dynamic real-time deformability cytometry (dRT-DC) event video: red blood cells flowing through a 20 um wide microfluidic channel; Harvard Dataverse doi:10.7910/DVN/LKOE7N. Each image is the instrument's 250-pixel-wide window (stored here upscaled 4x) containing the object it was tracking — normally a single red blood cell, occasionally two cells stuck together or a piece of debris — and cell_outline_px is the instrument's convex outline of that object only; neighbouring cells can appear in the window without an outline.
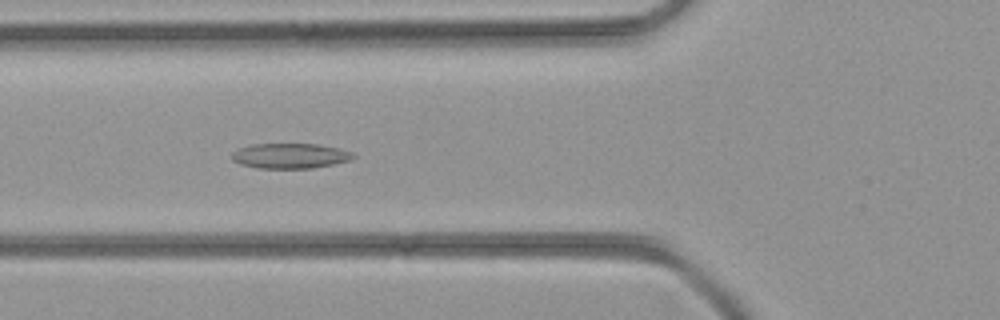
{"species": "common noctule bat (a hibernating species)", "species_latin": "Nyctalus noctula", "temperature_condition": "room temperature", "stored_images_in_passage": 44, "segment_of_instrument_passage": [1, 2], "camera_frame_rate_fps": 3000, "um_per_image_px": 0.085, "animal": {"sex": "female", "body_mass_g": 21.9}, "frame": {"image": 1, "passage_image": 16, "time_ms": 5.0, "image_size_px": [1000, 320], "cell_outline_px": [[356, 156], [352, 160], [312, 168], [256, 168], [240, 164], [232, 160], [232, 152], [240, 148], [252, 144], [316, 144], [340, 148], [352, 152]], "centroid_in_image_um": [24.67, 13.25], "position_along_channel_um": 101.1, "area_um2": 17.8}}
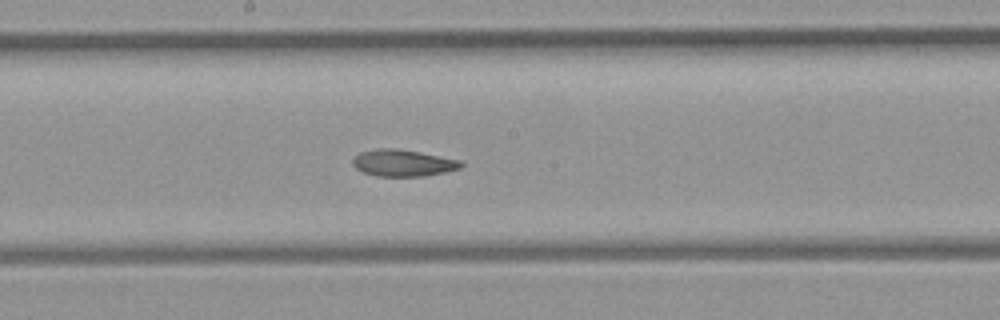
{"frame": {"image": 2, "passage_image": 23, "time_ms": 7.333, "image_size_px": [1000, 320], "cell_outline_px": [[464, 164], [460, 168], [444, 172], [424, 176], [376, 176], [364, 172], [356, 168], [352, 164], [352, 160], [360, 152], [376, 148], [396, 148], [464, 160]], "centroid_in_image_um": [34.28, 13.84], "position_along_channel_um": 213.9, "area_um2": 16.94}}
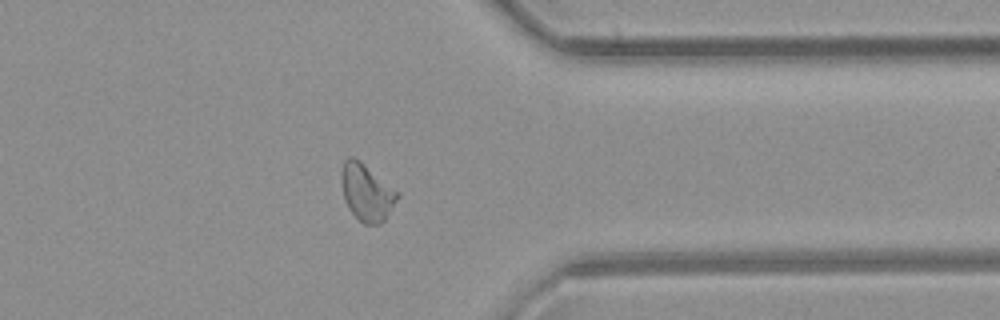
{"frame": {"image": 3, "passage_image": 34, "time_ms": 11.0, "image_size_px": [1000, 320], "cell_outline_px": [[400, 196], [384, 220], [380, 224], [364, 224], [348, 208], [344, 200], [340, 180], [340, 176], [344, 160], [348, 156], [352, 156], [360, 160], [400, 192]], "centroid_in_image_um": [31.16, 16.32], "position_along_channel_um": 380.2, "area_um2": 18.79}}